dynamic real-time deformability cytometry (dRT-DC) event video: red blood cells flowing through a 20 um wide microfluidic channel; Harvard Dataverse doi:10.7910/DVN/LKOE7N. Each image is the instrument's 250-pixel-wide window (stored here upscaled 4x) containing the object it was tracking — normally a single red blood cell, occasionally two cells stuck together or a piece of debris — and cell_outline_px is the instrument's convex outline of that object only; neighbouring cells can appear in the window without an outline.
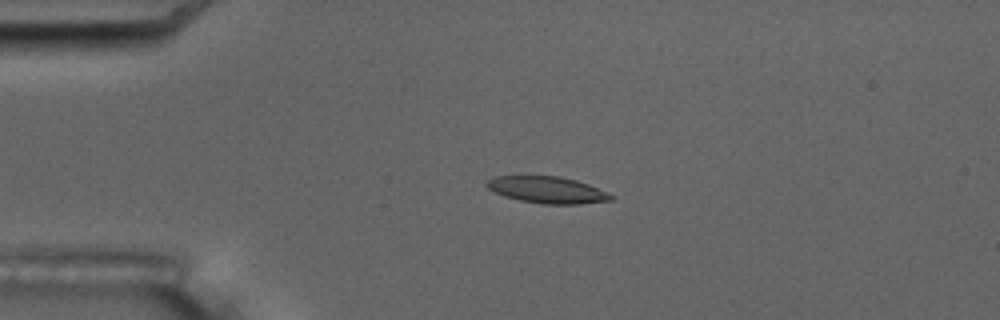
{"species": "common noctule bat (a hibernating species)", "species_latin": "Nyctalus noctula", "temperature_condition": "room temperature", "stored_images_in_passage": 1, "camera_frame_rate_fps": 3000, "um_per_image_px": 0.085, "animal": {"sex": "male", "body_mass_g": 17.5, "forearm_length_mm": 52.3}, "frame": {"image": 1, "passage_image": 1, "time_ms": 0.0, "image_size_px": [1000, 320], "cell_outline_px": [[612, 200], [580, 204], [540, 204], [520, 200], [504, 196], [488, 188], [484, 184], [488, 180], [496, 176], [560, 176], [576, 180], [588, 184], [612, 196]], "centroid_in_image_um": [46.48, 16.14], "position_along_channel_um": 38.5, "area_um2": 19.07}}